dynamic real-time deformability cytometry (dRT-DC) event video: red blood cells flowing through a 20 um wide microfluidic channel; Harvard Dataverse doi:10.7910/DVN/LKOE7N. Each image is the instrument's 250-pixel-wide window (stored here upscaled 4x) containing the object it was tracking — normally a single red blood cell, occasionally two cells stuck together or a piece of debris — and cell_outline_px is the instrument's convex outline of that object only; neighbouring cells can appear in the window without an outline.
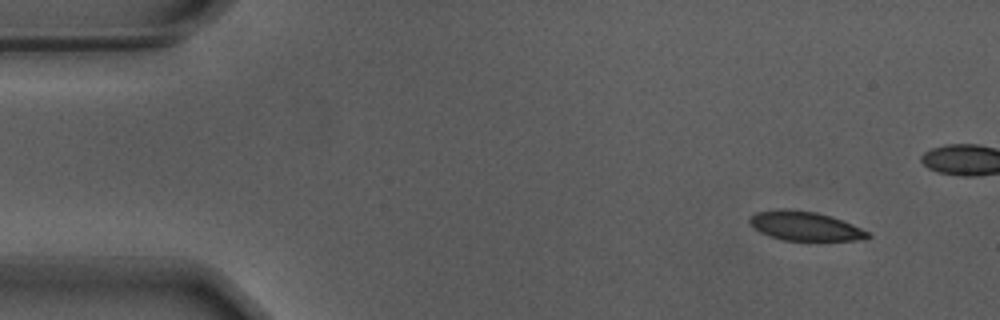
{"species": "Egyptian fruit bat (a non-hibernating species)", "species_latin": "Rousettus aegyptiacus", "temperature_condition": "warm", "stored_images_in_passage": 8, "camera_frame_rate_fps": 3000, "um_per_image_px": 0.085, "animal": {"sex": "male"}, "frame": {"image": 1, "passage_image": 1, "time_ms": 0.0, "image_size_px": [1000, 320], "cell_outline_px": [[872, 236], [856, 240], [784, 240], [768, 236], [760, 232], [748, 220], [756, 212], [816, 212], [832, 216], [852, 224], [868, 232]], "centroid_in_image_um": [68.49, 19.26], "position_along_channel_um": 16.5, "area_um2": 18.96}}